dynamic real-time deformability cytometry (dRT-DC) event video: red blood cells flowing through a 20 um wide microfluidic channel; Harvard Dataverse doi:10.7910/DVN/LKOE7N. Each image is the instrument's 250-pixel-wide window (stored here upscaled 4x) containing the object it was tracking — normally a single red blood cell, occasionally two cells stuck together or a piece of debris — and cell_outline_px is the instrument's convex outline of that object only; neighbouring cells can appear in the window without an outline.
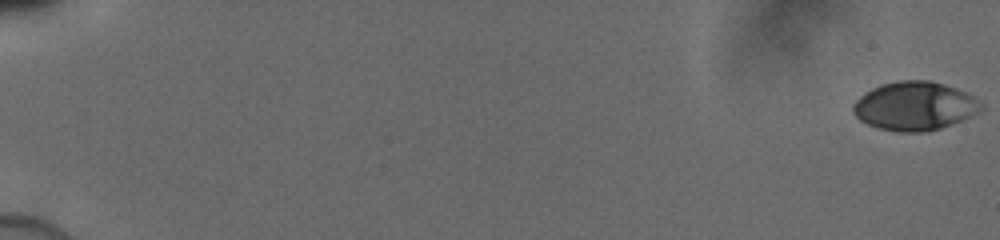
{"species": "human", "species_latin": "Homo sapiens", "temperature_condition": "cold", "stored_images_in_passage": 52, "camera_frame_rate_fps": 3000, "um_per_image_px": 0.085, "donor": {"sex": "male"}, "frame": {"image": 1, "passage_image": 1, "time_ms": 0.0, "image_size_px": [1000, 240], "cell_outline_px": [[984, 108], [980, 112], [940, 128], [924, 132], [900, 132], [880, 128], [868, 124], [860, 120], [852, 112], [852, 104], [864, 92], [880, 84], [896, 80], [928, 80], [944, 84], [968, 92], [980, 100], [984, 104]], "centroid_in_image_um": [77.76, 8.99], "position_along_channel_um": 7.2, "area_um2": 36.59}}
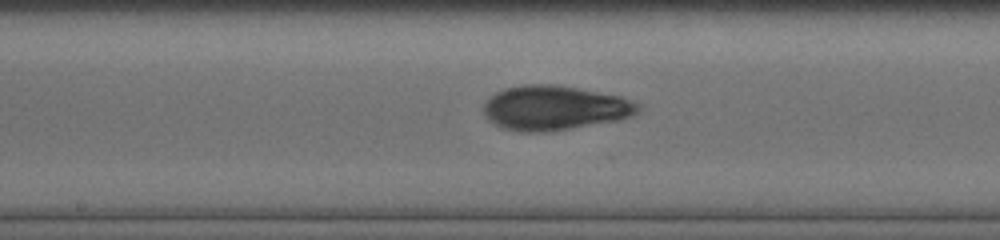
{"frame": {"image": 2, "passage_image": 30, "time_ms": 9.667, "image_size_px": [1000, 240], "cell_outline_px": [[640, 112], [632, 116], [620, 120], [544, 132], [520, 132], [504, 128], [488, 120], [484, 116], [484, 104], [488, 96], [504, 88], [524, 84], [552, 84], [576, 88], [620, 96], [640, 104]], "centroid_in_image_um": [47.12, 9.17], "position_along_channel_um": 201.1, "area_um2": 40.11}}
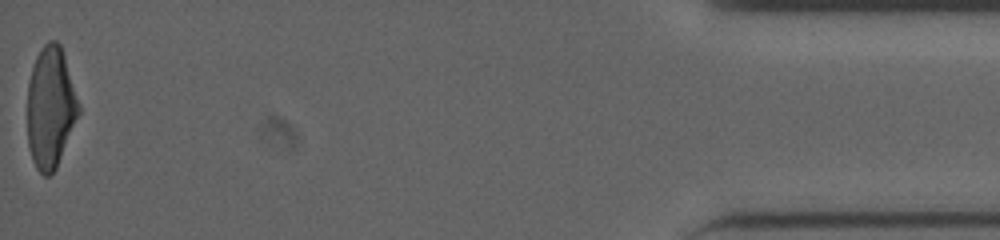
{"frame": {"image": 3, "passage_image": 52, "time_ms": 17.0, "image_size_px": [1000, 240], "cell_outline_px": [[80, 112], [56, 168], [48, 176], [44, 176], [36, 168], [32, 160], [28, 144], [28, 84], [32, 64], [36, 56], [44, 44], [48, 40], [56, 40], [60, 44], [80, 104]], "centroid_in_image_um": [4.29, 9.12], "position_along_channel_um": 430.9, "area_um2": 36.18}}